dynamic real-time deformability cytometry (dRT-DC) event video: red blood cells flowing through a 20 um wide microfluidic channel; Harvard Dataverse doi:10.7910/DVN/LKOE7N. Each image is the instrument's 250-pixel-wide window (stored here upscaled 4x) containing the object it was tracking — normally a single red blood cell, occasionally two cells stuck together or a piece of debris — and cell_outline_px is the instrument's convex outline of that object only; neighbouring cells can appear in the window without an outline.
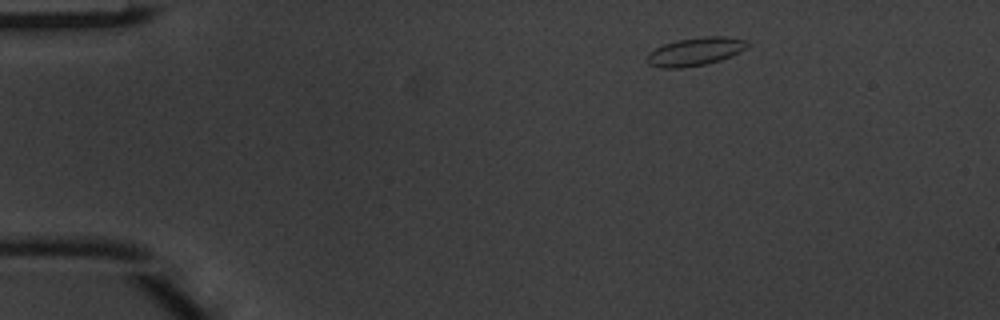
{"species": "common noctule bat (a hibernating species)", "species_latin": "Nyctalus noctula", "temperature_condition": "warm", "stored_images_in_passage": 5, "camera_frame_rate_fps": 3000, "um_per_image_px": 0.085, "animal": {"sex": "male", "body_mass_g": 20.1, "forearm_length_mm": 53.5}, "frame": {"image": 1, "passage_image": 5, "time_ms": 1.333, "image_size_px": [1000, 320], "cell_outline_px": [[752, 44], [748, 48], [740, 52], [720, 60], [704, 64], [680, 68], [660, 68], [648, 64], [648, 52], [664, 44], [676, 40], [704, 36], [724, 36], [748, 40]], "centroid_in_image_um": [59.14, 4.37], "position_along_channel_um": 25.9, "area_um2": 16.59}}